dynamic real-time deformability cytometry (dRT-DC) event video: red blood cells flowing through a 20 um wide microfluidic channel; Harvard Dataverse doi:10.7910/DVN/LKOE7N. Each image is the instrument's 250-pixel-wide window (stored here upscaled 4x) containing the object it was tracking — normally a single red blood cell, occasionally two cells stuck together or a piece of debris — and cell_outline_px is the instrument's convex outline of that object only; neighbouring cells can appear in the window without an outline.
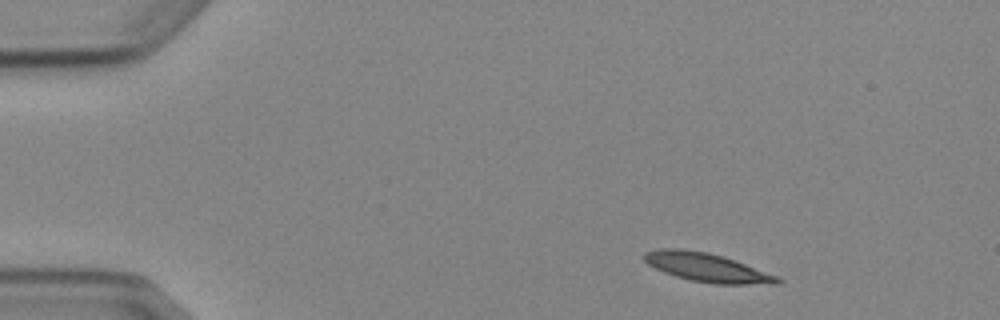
{"species": "Egyptian fruit bat (a non-hibernating species)", "species_latin": "Rousettus aegyptiacus", "temperature_condition": "cold", "stored_images_in_passage": 4, "camera_frame_rate_fps": 3000, "um_per_image_px": 0.085, "animal": {"sex": "female"}, "frame": {"image": 1, "passage_image": 1, "time_ms": 0.0, "image_size_px": [1000, 320], "cell_outline_px": [[784, 280], [780, 284], [716, 284], [692, 280], [676, 276], [664, 272], [648, 264], [644, 260], [644, 252], [656, 248], [680, 248], [708, 252], [724, 256], [776, 276]], "centroid_in_image_um": [60.07, 22.72], "position_along_channel_um": 24.9, "area_um2": 22.2}}
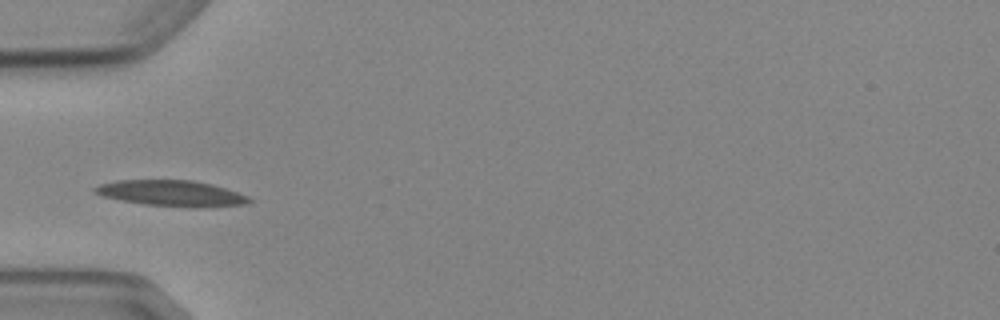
{"frame": {"image": 2, "passage_image": 4, "time_ms": 3.333, "image_size_px": [1000, 320], "cell_outline_px": [[252, 200], [244, 204], [200, 208], [188, 208], [144, 204], [120, 200], [104, 196], [92, 192], [92, 188], [100, 184], [116, 180], [192, 180], [212, 184], [248, 196]], "centroid_in_image_um": [14.55, 16.43], "position_along_channel_um": 70.5, "area_um2": 23.35}}